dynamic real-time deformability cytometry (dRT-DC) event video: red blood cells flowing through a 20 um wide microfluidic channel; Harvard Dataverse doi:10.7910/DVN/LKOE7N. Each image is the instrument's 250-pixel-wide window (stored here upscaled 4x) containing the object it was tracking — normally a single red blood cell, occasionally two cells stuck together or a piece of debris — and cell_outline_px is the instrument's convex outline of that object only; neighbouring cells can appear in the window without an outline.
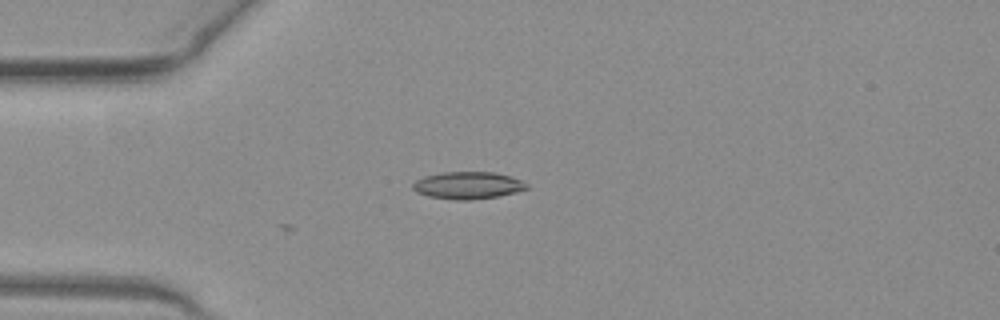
{"species": "common noctule bat (a hibernating species)", "species_latin": "Nyctalus noctula", "temperature_condition": "warm", "stored_images_in_passage": 22, "camera_frame_rate_fps": 3000, "um_per_image_px": 0.085, "animal": {"sex": "female", "body_mass_g": 19.3, "forearm_length_mm": 54.1}, "frame": {"image": 1, "passage_image": 1, "time_ms": 0.0, "image_size_px": [1000, 320], "cell_outline_px": [[528, 188], [516, 192], [496, 196], [472, 200], [456, 200], [428, 196], [416, 192], [412, 188], [412, 184], [416, 180], [424, 176], [444, 172], [496, 172], [512, 176], [528, 184]], "centroid_in_image_um": [39.76, 15.75], "position_along_channel_um": 45.2, "area_um2": 18.09}}
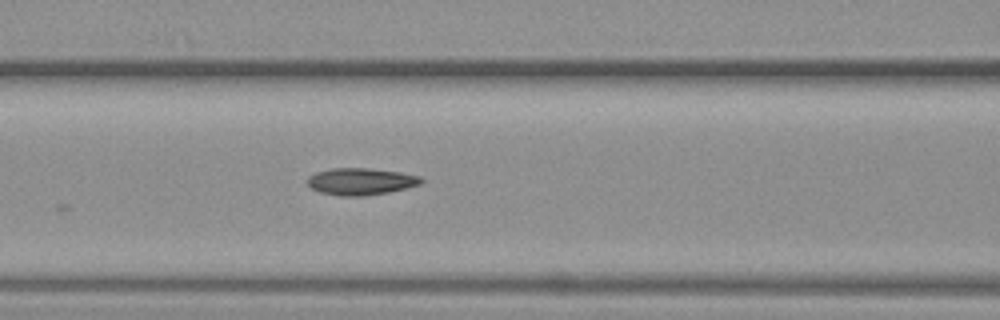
{"frame": {"image": 2, "passage_image": 9, "time_ms": 2.667, "image_size_px": [1000, 320], "cell_outline_px": [[424, 180], [420, 184], [388, 192], [364, 196], [340, 196], [320, 192], [312, 188], [308, 184], [308, 176], [316, 172], [332, 168], [368, 168], [400, 172], [420, 176]], "centroid_in_image_um": [30.66, 15.42], "position_along_channel_um": 135.9, "area_um2": 17.74}}
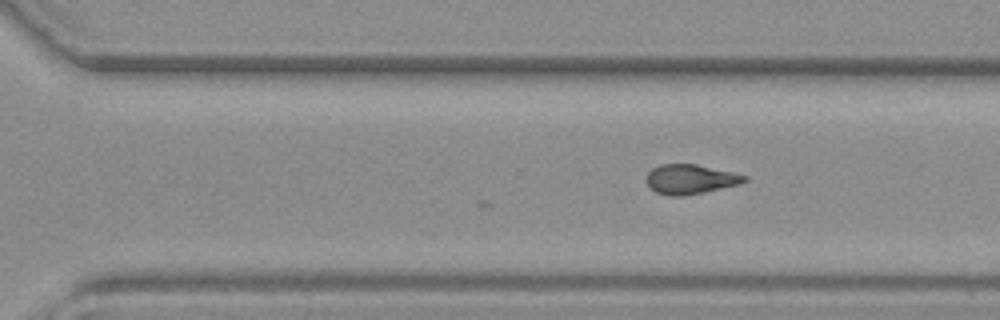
{"frame": {"image": 3, "passage_image": 22, "time_ms": 7.0, "image_size_px": [1000, 320], "cell_outline_px": [[748, 180], [740, 184], [704, 192], [680, 196], [668, 196], [656, 192], [644, 180], [648, 172], [652, 168], [660, 164], [696, 164], [732, 172], [748, 176]], "centroid_in_image_um": [58.67, 15.23], "position_along_channel_um": 311.9, "area_um2": 16.94}}